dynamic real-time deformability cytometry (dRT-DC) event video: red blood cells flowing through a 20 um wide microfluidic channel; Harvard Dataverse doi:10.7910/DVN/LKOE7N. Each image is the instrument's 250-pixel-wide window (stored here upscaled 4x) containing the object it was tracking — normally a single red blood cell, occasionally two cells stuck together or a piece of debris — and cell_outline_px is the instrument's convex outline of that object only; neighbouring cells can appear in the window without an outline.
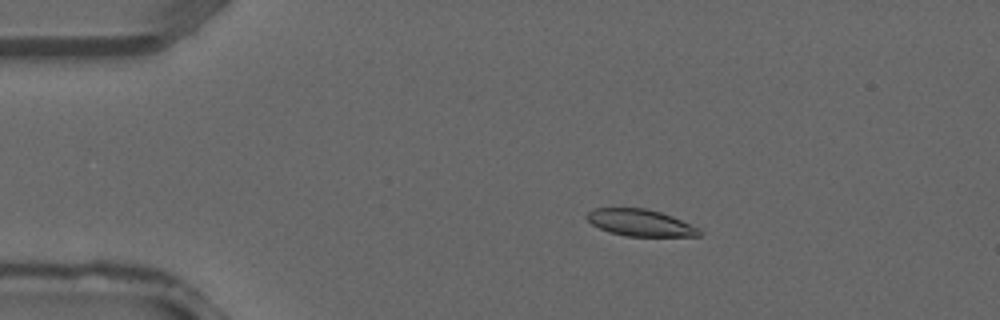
{"species": "common noctule bat (a hibernating species)", "species_latin": "Nyctalus noctula", "temperature_condition": "warm", "stored_images_in_passage": 35, "camera_frame_rate_fps": 3000, "um_per_image_px": 0.085, "animal": {"sex": "male", "forearm_length_mm": 52.5}, "frame": {"image": 1, "passage_image": 4, "time_ms": 1.0, "image_size_px": [1000, 320], "cell_outline_px": [[700, 236], [628, 236], [608, 232], [592, 224], [584, 216], [592, 208], [644, 208], [660, 212], [672, 216], [696, 228], [700, 232]], "centroid_in_image_um": [54.34, 18.92], "position_along_channel_um": 30.7, "area_um2": 17.28}}
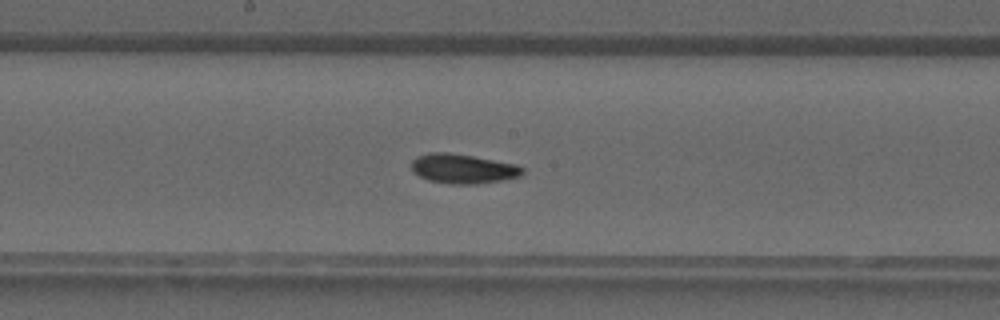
{"frame": {"image": 2, "passage_image": 17, "time_ms": 5.333, "image_size_px": [1000, 320], "cell_outline_px": [[524, 172], [520, 176], [500, 180], [476, 184], [448, 184], [428, 180], [412, 172], [412, 160], [416, 156], [428, 152], [448, 152], [472, 156], [516, 164], [524, 168]], "centroid_in_image_um": [39.32, 14.33], "position_along_channel_um": 208.9, "area_um2": 19.13}}
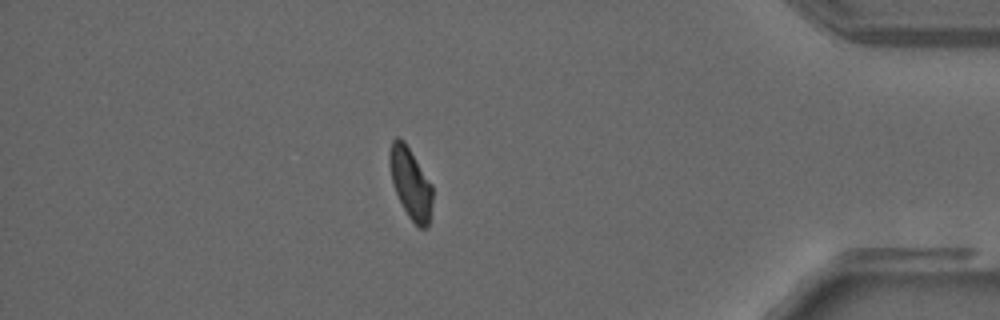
{"frame": {"image": 3, "passage_image": 30, "time_ms": 9.667, "image_size_px": [1000, 320], "cell_outline_px": [[432, 200], [428, 228], [420, 228], [408, 216], [396, 192], [392, 180], [388, 160], [388, 152], [392, 140], [396, 136], [400, 136], [404, 140], [432, 184]], "centroid_in_image_um": [34.88, 15.52], "position_along_channel_um": 400.3, "area_um2": 17.69}}